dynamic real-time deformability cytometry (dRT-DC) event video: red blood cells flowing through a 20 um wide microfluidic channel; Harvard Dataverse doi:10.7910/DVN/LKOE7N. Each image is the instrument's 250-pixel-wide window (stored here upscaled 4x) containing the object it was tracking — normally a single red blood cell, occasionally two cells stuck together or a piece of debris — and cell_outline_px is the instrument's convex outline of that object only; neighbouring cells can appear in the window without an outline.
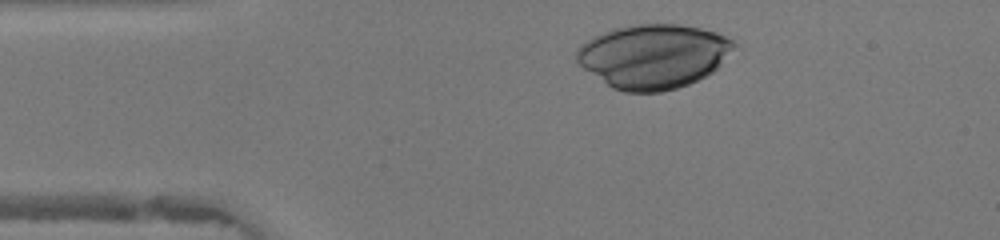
{"species": "human", "species_latin": "Homo sapiens", "temperature_condition": "warm", "stored_images_in_passage": 32, "camera_frame_rate_fps": 3000, "um_per_image_px": 0.085, "donor": {"sex": "female"}, "frame": {"image": 1, "passage_image": 4, "time_ms": 1.0, "image_size_px": [1000, 240], "cell_outline_px": [[736, 44], [720, 64], [712, 72], [688, 84], [676, 88], [660, 92], [624, 92], [612, 88], [584, 68], [576, 60], [576, 52], [580, 44], [612, 28], [632, 24], [676, 24], [700, 28], [716, 32], [732, 40]], "centroid_in_image_um": [55.51, 4.77], "position_along_channel_um": 29.5, "area_um2": 58.32}}
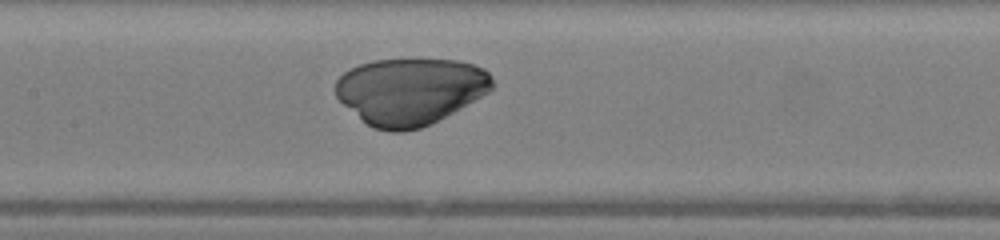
{"frame": {"image": 2, "passage_image": 17, "time_ms": 5.333, "image_size_px": [1000, 240], "cell_outline_px": [[492, 92], [420, 128], [404, 132], [392, 132], [372, 128], [344, 104], [336, 96], [336, 80], [348, 68], [372, 60], [456, 60], [472, 64], [484, 68], [492, 76]], "centroid_in_image_um": [34.88, 7.75], "position_along_channel_um": 172.5, "area_um2": 60.75}}
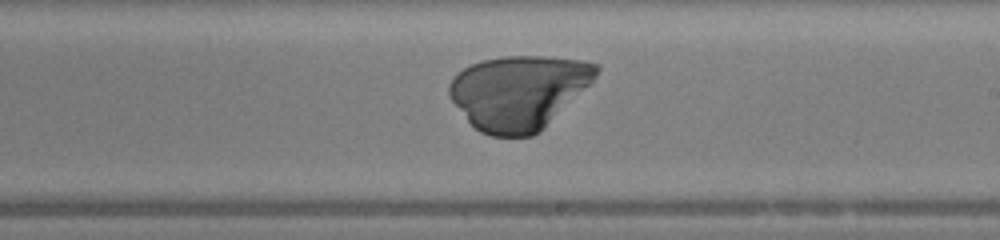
{"frame": {"image": 3, "passage_image": 22, "time_ms": 7.0, "image_size_px": [1000, 240], "cell_outline_px": [[600, 68], [596, 76], [540, 132], [532, 136], [492, 136], [480, 132], [468, 120], [448, 96], [448, 84], [464, 68], [480, 60], [504, 56], [544, 56], [584, 60], [600, 64]], "centroid_in_image_um": [44.08, 7.82], "position_along_channel_um": 244.9, "area_um2": 63.0}}